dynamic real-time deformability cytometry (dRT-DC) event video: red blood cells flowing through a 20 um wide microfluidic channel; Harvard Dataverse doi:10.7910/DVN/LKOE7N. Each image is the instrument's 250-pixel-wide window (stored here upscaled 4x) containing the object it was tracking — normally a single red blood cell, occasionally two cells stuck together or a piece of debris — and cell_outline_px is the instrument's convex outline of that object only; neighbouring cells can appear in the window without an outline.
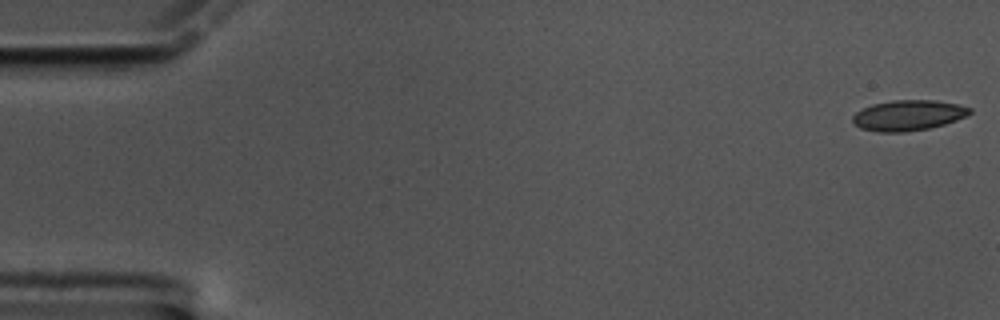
{"species": "common noctule bat (a hibernating species)", "species_latin": "Nyctalus noctula", "temperature_condition": "cold", "stored_images_in_passage": 12, "camera_frame_rate_fps": 3000, "um_per_image_px": 0.085, "animal": {"sex": "male", "body_mass_g": 17.5, "forearm_length_mm": 52.3}, "frame": {"image": 1, "passage_image": 1, "time_ms": 0.0, "image_size_px": [1000, 320], "cell_outline_px": [[972, 112], [968, 116], [944, 124], [928, 128], [904, 132], [876, 132], [860, 128], [852, 120], [852, 116], [856, 112], [872, 104], [892, 100], [936, 100], [956, 104], [972, 108]], "centroid_in_image_um": [77.21, 9.8], "position_along_channel_um": 7.8, "area_um2": 20.81}}